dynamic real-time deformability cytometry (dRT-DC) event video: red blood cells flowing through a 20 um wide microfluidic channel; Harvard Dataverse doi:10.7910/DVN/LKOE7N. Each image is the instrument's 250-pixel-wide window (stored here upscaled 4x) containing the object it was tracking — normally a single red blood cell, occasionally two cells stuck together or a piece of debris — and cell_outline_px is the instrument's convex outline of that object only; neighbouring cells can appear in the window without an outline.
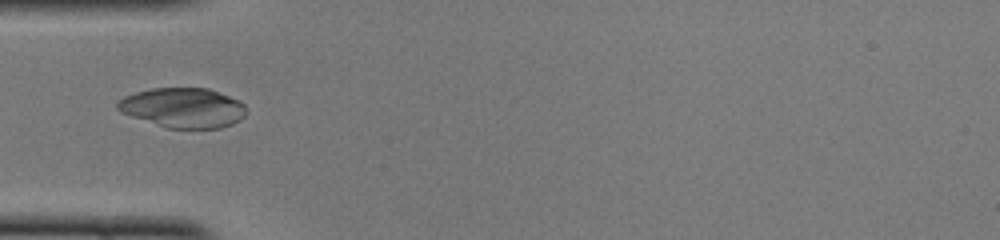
{"species": "common noctule bat (a hibernating species)", "species_latin": "Nyctalus noctula", "temperature_condition": "cold", "stored_images_in_passage": 40, "camera_frame_rate_fps": 3000, "um_per_image_px": 0.085, "animal": {"sex": "female", "body_mass_g": 22.0, "forearm_length_mm": 56.7}, "frame": {"image": 1, "passage_image": 6, "time_ms": 1.667, "image_size_px": [1000, 240], "cell_outline_px": [[248, 112], [240, 120], [232, 124], [220, 128], [164, 128], [120, 112], [116, 108], [116, 104], [124, 96], [136, 92], [152, 88], [208, 88], [228, 96], [244, 104], [248, 108]], "centroid_in_image_um": [15.56, 9.17], "position_along_channel_um": 69.4, "area_um2": 29.94}}
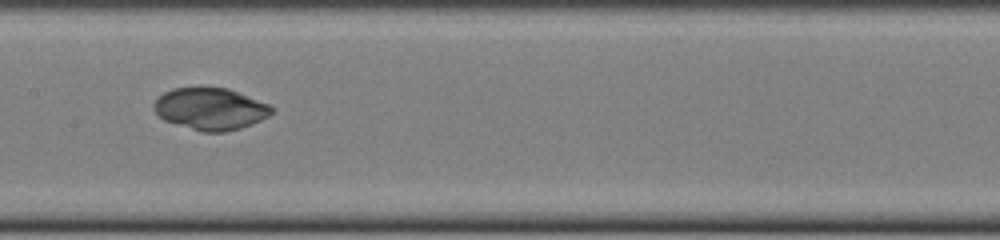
{"frame": {"image": 2, "passage_image": 15, "time_ms": 4.667, "image_size_px": [1000, 240], "cell_outline_px": [[272, 112], [268, 116], [252, 124], [240, 128], [224, 132], [204, 132], [164, 120], [152, 108], [152, 104], [164, 92], [172, 88], [228, 88], [268, 104], [272, 108]], "centroid_in_image_um": [17.87, 9.25], "position_along_channel_um": 189.5, "area_um2": 28.38}}
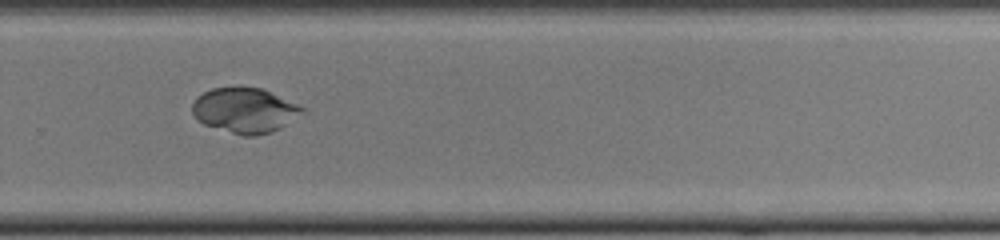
{"frame": {"image": 3, "passage_image": 24, "time_ms": 7.667, "image_size_px": [1000, 240], "cell_outline_px": [[308, 112], [280, 128], [272, 132], [256, 136], [244, 136], [204, 124], [196, 120], [192, 112], [192, 104], [204, 92], [212, 88], [260, 88], [296, 104], [304, 108]], "centroid_in_image_um": [20.83, 9.41], "position_along_channel_um": 309.0, "area_um2": 28.55}, "authors_computed_cell_mechanics": {"area_um2": 29.4202, "velocity_mm_per_s": 3.9864, "shape_relaxation_time_tau1_ms": 5.6957, "shape_relaxation_time_tau2_ms": 1.7459, "deformation_change_tau1": 0.1313, "deformation_change_tau2": 0.0167}}